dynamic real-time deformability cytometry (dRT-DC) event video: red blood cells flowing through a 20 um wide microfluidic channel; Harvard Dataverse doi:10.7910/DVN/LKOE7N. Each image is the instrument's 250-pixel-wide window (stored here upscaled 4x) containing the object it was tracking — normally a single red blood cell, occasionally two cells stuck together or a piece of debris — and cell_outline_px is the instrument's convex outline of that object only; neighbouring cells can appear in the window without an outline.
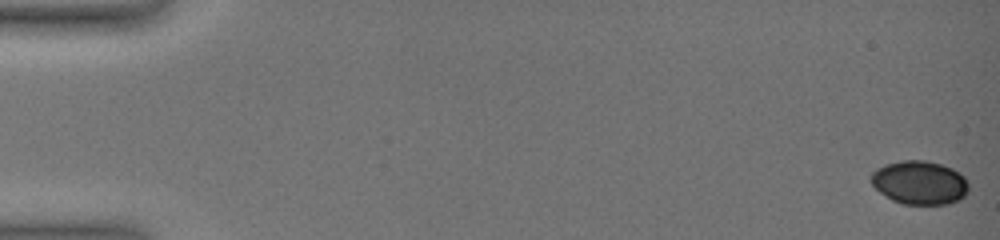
{"species": "common noctule bat (a hibernating species)", "species_latin": "Nyctalus noctula", "temperature_condition": "warm", "stored_images_in_passage": 50, "camera_frame_rate_fps": 3000, "um_per_image_px": 0.085, "animal": {"sex": "female", "body_mass_g": 19.0, "forearm_length_mm": 51.5}, "frame": {"image": 1, "passage_image": 1, "time_ms": 0.0, "image_size_px": [1000, 240], "cell_outline_px": [[968, 192], [960, 200], [948, 204], [904, 204], [892, 200], [880, 192], [872, 184], [872, 172], [876, 168], [884, 164], [900, 160], [924, 160], [940, 164], [952, 168], [960, 172], [968, 180]], "centroid_in_image_um": [78.19, 15.51], "position_along_channel_um": 6.8, "area_um2": 24.97}}
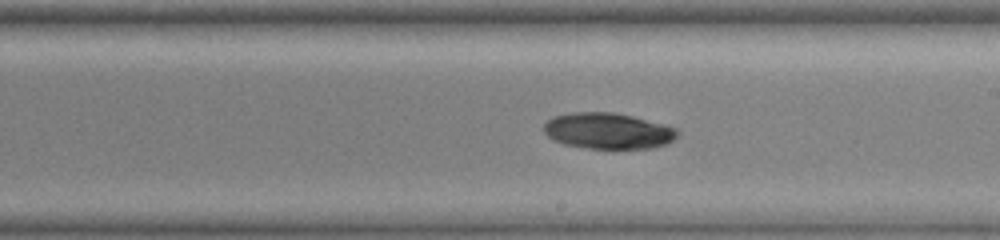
{"frame": {"image": 2, "passage_image": 32, "time_ms": 10.333, "image_size_px": [1000, 240], "cell_outline_px": [[680, 132], [672, 140], [664, 144], [652, 148], [588, 148], [564, 144], [552, 140], [544, 132], [544, 124], [552, 116], [572, 112], [612, 112], [632, 116], [664, 124], [676, 128]], "centroid_in_image_um": [51.65, 11.11], "position_along_channel_um": 237.3, "area_um2": 27.98}}
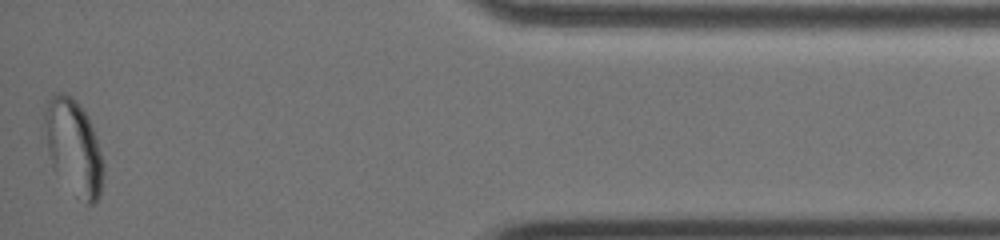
{"frame": {"image": 3, "passage_image": 50, "time_ms": 16.333, "image_size_px": [1000, 240], "cell_outline_px": [[104, 172], [100, 196], [96, 204], [88, 204], [76, 196], [52, 168], [40, 124], [48, 100], [56, 92], [64, 92], [72, 96], [76, 100], [88, 116], [96, 136], [104, 160]], "centroid_in_image_um": [6.23, 12.49], "position_along_channel_um": 429.0, "area_um2": 33.64}}